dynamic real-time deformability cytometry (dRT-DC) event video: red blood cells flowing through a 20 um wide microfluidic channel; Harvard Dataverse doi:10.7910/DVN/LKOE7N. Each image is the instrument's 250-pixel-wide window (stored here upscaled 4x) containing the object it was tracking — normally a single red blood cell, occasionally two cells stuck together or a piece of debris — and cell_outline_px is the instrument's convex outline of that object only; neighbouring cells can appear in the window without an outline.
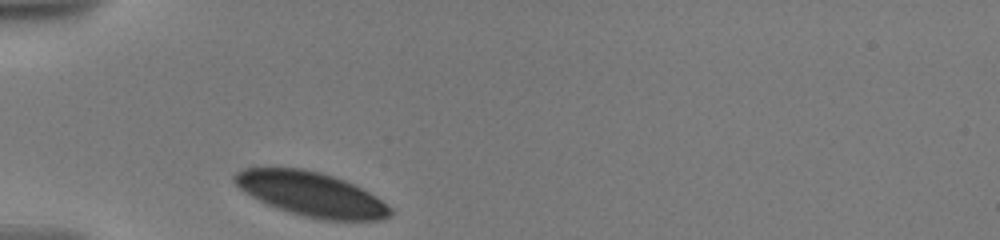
{"species": "human", "species_latin": "Homo sapiens", "temperature_condition": "warm", "stored_images_in_passage": 29, "camera_frame_rate_fps": 3000, "um_per_image_px": 0.085, "donor": {"sex": "male"}, "frame": {"image": 1, "passage_image": 1, "time_ms": 0.0, "image_size_px": [1000, 240], "cell_outline_px": [[392, 216], [380, 220], [320, 220], [300, 216], [288, 212], [268, 204], [244, 192], [232, 180], [232, 176], [236, 172], [244, 168], [304, 168], [320, 172], [344, 180], [376, 196], [392, 208]], "centroid_in_image_um": [26.46, 16.51], "position_along_channel_um": 58.5, "area_um2": 40.17}}
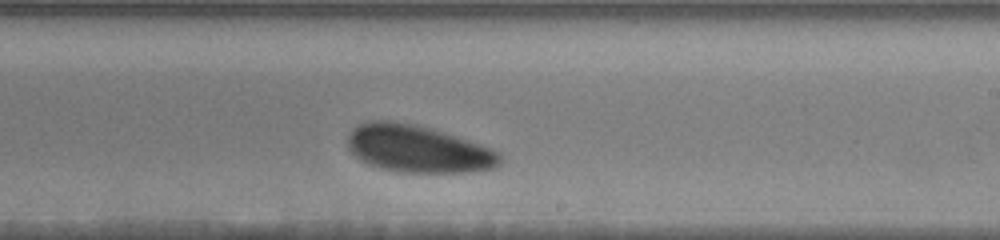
{"frame": {"image": 2, "passage_image": 18, "time_ms": 6.0, "image_size_px": [1000, 240], "cell_outline_px": [[500, 164], [492, 168], [472, 172], [396, 172], [368, 164], [360, 160], [348, 148], [348, 136], [352, 128], [360, 124], [372, 120], [392, 120], [416, 124], [488, 148], [496, 152], [500, 156]], "centroid_in_image_um": [35.44, 12.66], "position_along_channel_um": 253.6, "area_um2": 41.27}}
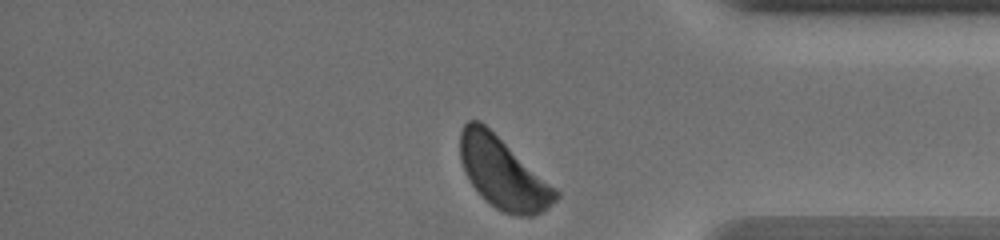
{"frame": {"image": 3, "passage_image": 29, "time_ms": 10.333, "image_size_px": [1000, 240], "cell_outline_px": [[560, 196], [548, 208], [532, 216], [516, 216], [504, 212], [496, 208], [472, 184], [460, 160], [460, 132], [464, 124], [468, 120], [480, 120], [556, 188], [560, 192]], "centroid_in_image_um": [42.77, 14.7], "position_along_channel_um": 392.4, "area_um2": 38.9}, "authors_computed_cell_mechanics": {"area_um2": 41.5582, "velocity_mm_per_s": 3.4574, "shape_relaxation_time_tau1_ms": 2.3938, "shape_relaxation_time_tau2_ms": null, "deformation_change_tau1": 0.0695, "deformation_change_tau2": null}}